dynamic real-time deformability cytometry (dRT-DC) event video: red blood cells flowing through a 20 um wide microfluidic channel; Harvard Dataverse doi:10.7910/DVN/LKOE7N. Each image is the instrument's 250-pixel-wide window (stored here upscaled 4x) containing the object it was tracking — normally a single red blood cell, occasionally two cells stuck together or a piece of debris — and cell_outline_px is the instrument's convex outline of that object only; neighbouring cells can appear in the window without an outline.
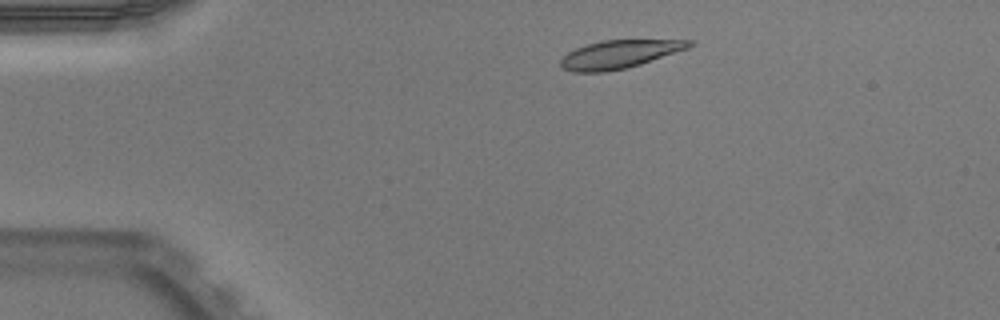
{"species": "Egyptian fruit bat (a non-hibernating species)", "species_latin": "Rousettus aegyptiacus", "temperature_condition": "warm", "stored_images_in_passage": 42, "camera_frame_rate_fps": 3000, "um_per_image_px": 0.085, "animal": {"sex": "male"}, "frame": {"image": 1, "passage_image": 1, "time_ms": 0.0, "image_size_px": [1000, 320], "cell_outline_px": [[696, 44], [688, 48], [628, 68], [604, 72], [572, 72], [560, 68], [560, 60], [568, 52], [576, 48], [600, 40], [696, 40]], "centroid_in_image_um": [52.64, 4.61], "position_along_channel_um": 32.4, "area_um2": 21.15}}
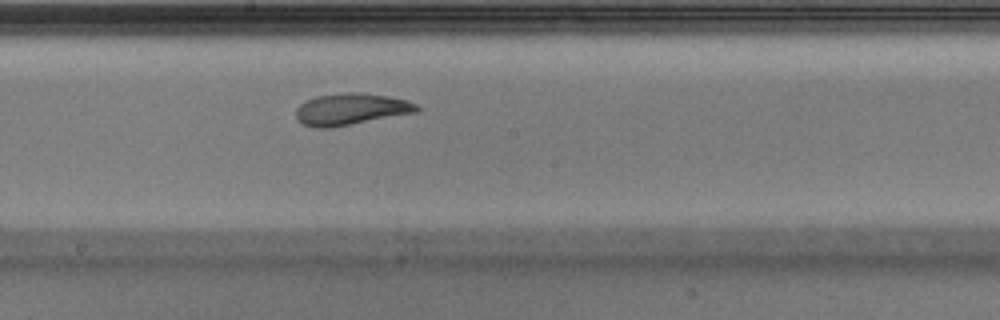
{"frame": {"image": 2, "passage_image": 19, "time_ms": 6.0, "image_size_px": [1000, 320], "cell_outline_px": [[420, 112], [328, 128], [316, 128], [304, 124], [296, 120], [296, 108], [304, 100], [316, 96], [344, 92], [364, 92], [388, 96], [408, 100], [416, 104], [420, 108]], "centroid_in_image_um": [29.84, 9.27], "position_along_channel_um": 218.4, "area_um2": 22.6}}
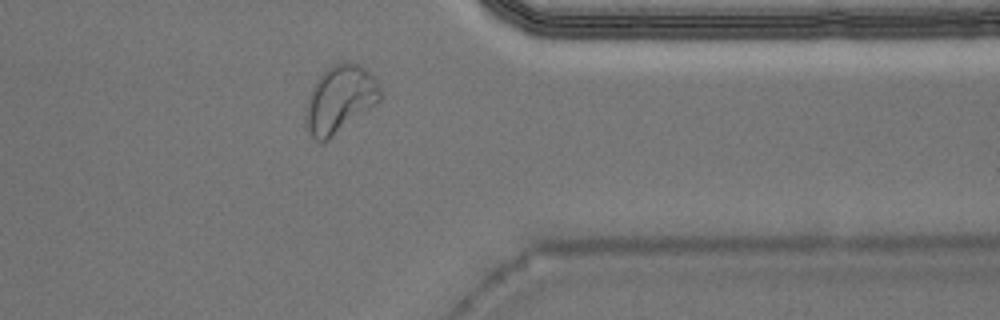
{"frame": {"image": 3, "passage_image": 32, "time_ms": 10.333, "image_size_px": [1000, 320], "cell_outline_px": [[380, 100], [324, 144], [316, 140], [312, 136], [304, 124], [304, 116], [308, 96], [316, 80], [332, 64], [360, 64], [376, 80], [380, 88]], "centroid_in_image_um": [28.84, 8.49], "position_along_channel_um": 382.6, "area_um2": 28.9}, "authors_computed_cell_mechanics": {"area_um2": 22.3397, "velocity_mm_per_s": 3.9672, "shape_relaxation_time_tau1_ms": 5.9578, "shape_relaxation_time_tau2_ms": 1.6923, "deformation_change_tau1": 0.1717, "deformation_change_tau2": 0.0656}}